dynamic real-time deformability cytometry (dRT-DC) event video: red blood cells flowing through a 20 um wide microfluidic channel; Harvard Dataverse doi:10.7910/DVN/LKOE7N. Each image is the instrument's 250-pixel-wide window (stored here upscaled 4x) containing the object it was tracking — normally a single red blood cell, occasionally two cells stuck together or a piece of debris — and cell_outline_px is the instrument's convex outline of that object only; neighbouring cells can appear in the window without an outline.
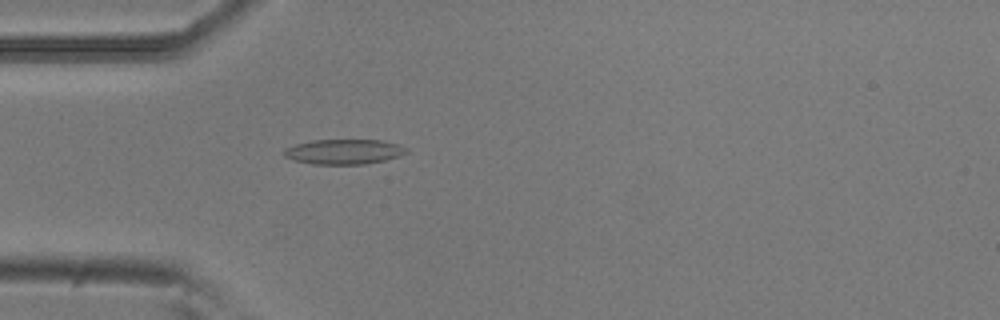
{"species": "common noctule bat (a hibernating species)", "species_latin": "Nyctalus noctula", "temperature_condition": "room temperature", "stored_images_in_passage": 39, "camera_frame_rate_fps": 3000, "um_per_image_px": 0.085, "animal": {"sex": "male", "body_mass_g": 20.5, "forearm_length_mm": 52.5}, "frame": {"image": 1, "passage_image": 4, "time_ms": 1.0, "image_size_px": [1000, 320], "cell_outline_px": [[408, 152], [400, 156], [384, 160], [364, 164], [312, 164], [296, 160], [284, 156], [284, 148], [296, 144], [312, 140], [380, 140], [396, 144], [408, 148]], "centroid_in_image_um": [29.24, 12.89], "position_along_channel_um": 55.8, "area_um2": 17.69}}
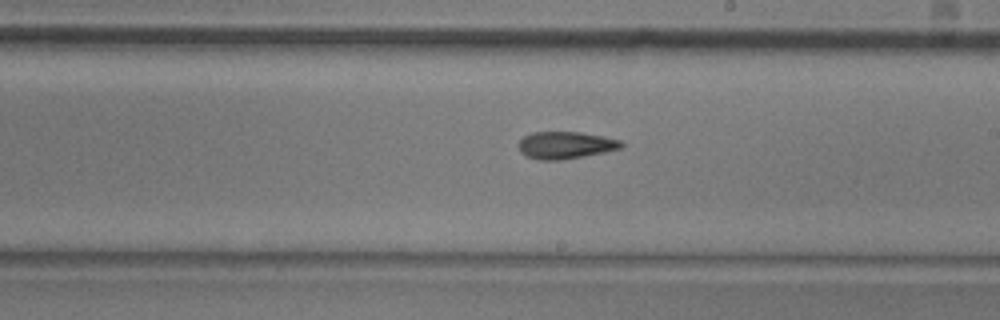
{"frame": {"image": 2, "passage_image": 19, "time_ms": 6.0, "image_size_px": [1000, 320], "cell_outline_px": [[624, 148], [604, 152], [560, 160], [536, 160], [524, 156], [520, 152], [520, 140], [524, 136], [532, 132], [580, 132], [620, 140], [624, 144]], "centroid_in_image_um": [48.05, 12.35], "position_along_channel_um": 240.9, "area_um2": 16.24}}
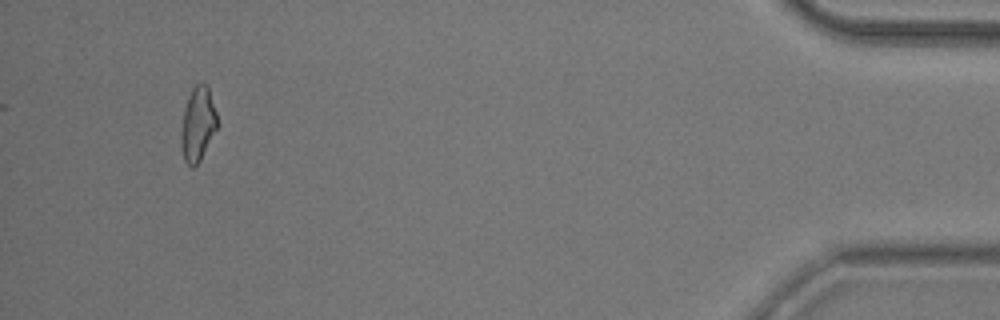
{"frame": {"image": 3, "passage_image": 39, "time_ms": 12.667, "image_size_px": [1000, 320], "cell_outline_px": [[216, 128], [200, 160], [192, 168], [184, 160], [180, 148], [180, 132], [184, 108], [188, 96], [192, 88], [196, 84], [208, 84], [216, 112]], "centroid_in_image_um": [16.77, 10.54], "position_along_channel_um": 418.4, "area_um2": 15.55}, "authors_computed_cell_mechanics": {"area_um2": 15.8372, "velocity_mm_per_s": 3.7742, "shape_relaxation_time_tau1_ms": null, "shape_relaxation_time_tau2_ms": 2.9948, "deformation_change_tau1": null, "deformation_change_tau2": 0.1025}}